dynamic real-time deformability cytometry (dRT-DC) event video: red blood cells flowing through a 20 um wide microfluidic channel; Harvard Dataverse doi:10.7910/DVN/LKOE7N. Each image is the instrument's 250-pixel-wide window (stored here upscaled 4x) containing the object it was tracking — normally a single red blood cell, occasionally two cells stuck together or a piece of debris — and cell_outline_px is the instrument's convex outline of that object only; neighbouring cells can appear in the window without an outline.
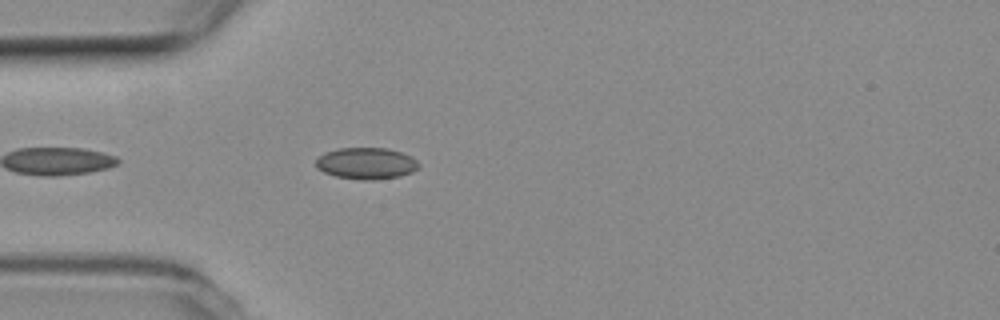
{"species": "common noctule bat (a hibernating species)", "species_latin": "Nyctalus noctula", "temperature_condition": "room temperature", "stored_images_in_passage": 17, "camera_frame_rate_fps": 3000, "um_per_image_px": 0.085, "animal": {"sex": "female", "body_mass_g": 19.3, "forearm_length_mm": 54.1}, "frame": {"image": 1, "passage_image": 3, "time_ms": 0.667, "image_size_px": [1000, 320], "cell_outline_px": [[420, 168], [412, 172], [400, 176], [372, 180], [360, 180], [336, 176], [324, 172], [316, 168], [316, 160], [324, 152], [340, 148], [388, 148], [412, 156], [420, 164]], "centroid_in_image_um": [31.15, 13.89], "position_along_channel_um": 53.8, "area_um2": 19.02}}
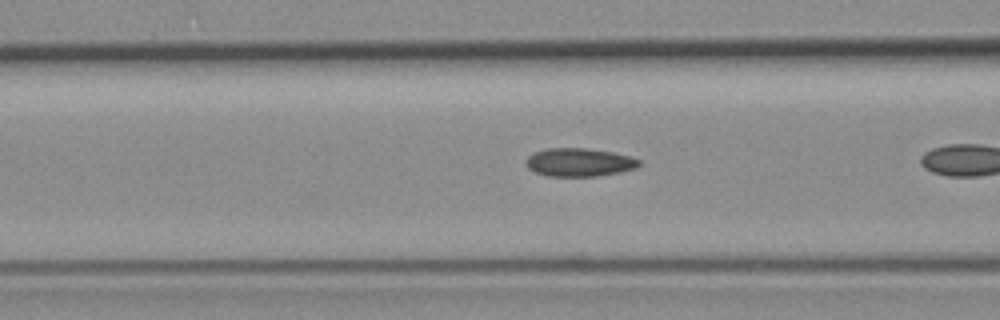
{"frame": {"image": 2, "passage_image": 6, "time_ms": 1.667, "image_size_px": [1000, 320], "cell_outline_px": [[640, 164], [636, 168], [620, 172], [596, 176], [548, 176], [532, 172], [524, 164], [528, 156], [536, 152], [548, 148], [588, 148], [612, 152], [628, 156], [640, 160]], "centroid_in_image_um": [49.2, 13.8], "position_along_channel_um": 117.4, "area_um2": 18.67}}